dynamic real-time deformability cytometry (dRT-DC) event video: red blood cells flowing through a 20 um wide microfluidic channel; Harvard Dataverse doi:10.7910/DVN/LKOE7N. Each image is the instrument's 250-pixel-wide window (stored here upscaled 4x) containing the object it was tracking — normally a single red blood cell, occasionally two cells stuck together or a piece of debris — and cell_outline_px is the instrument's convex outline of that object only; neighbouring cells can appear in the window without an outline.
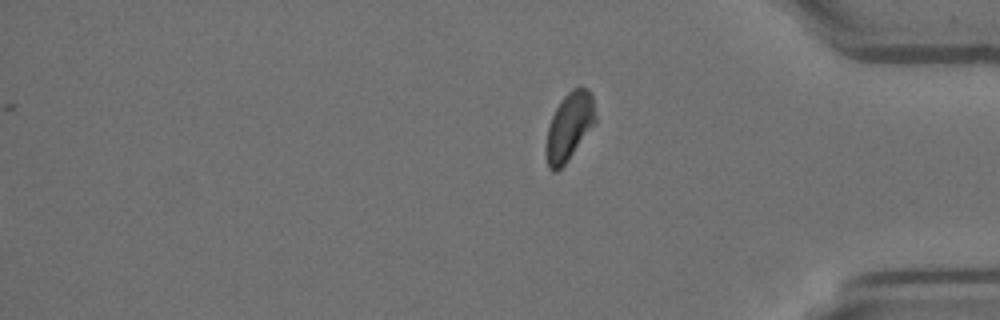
{"species": "Egyptian fruit bat (a non-hibernating species)", "species_latin": "Rousettus aegyptiacus", "temperature_condition": "room temperature", "stored_images_in_passage": 58, "segment_of_instrument_passage": [2, 2], "camera_frame_rate_fps": 3000, "um_per_image_px": 0.085, "animal": {"sex": "female"}, "frame": {"image": 1, "passage_image": 58, "time_ms": 19.0, "image_size_px": [1000, 320], "cell_outline_px": [[596, 120], [564, 164], [556, 172], [552, 172], [548, 168], [544, 148], [548, 128], [552, 116], [556, 108], [564, 96], [572, 88], [580, 84], [588, 88], [592, 96], [596, 116]], "centroid_in_image_um": [48.36, 10.72], "position_along_channel_um": 386.8, "area_um2": 19.36}}